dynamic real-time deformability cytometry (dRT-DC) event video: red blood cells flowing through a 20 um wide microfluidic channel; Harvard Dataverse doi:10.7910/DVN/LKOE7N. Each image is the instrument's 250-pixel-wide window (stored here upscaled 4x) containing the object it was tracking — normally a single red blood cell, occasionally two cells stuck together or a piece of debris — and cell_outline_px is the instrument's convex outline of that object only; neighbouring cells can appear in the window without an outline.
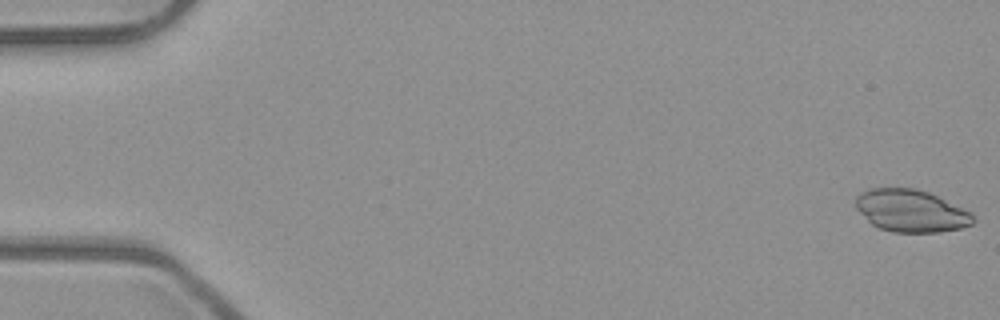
{"species": "common noctule bat (a hibernating species)", "species_latin": "Nyctalus noctula", "temperature_condition": "room temperature", "stored_images_in_passage": 4, "camera_frame_rate_fps": 3000, "um_per_image_px": 0.085, "animal": {"sex": "male", "body_mass_g": 23.1, "forearm_length_mm": 52.7}, "frame": {"image": 1, "passage_image": 1, "time_ms": 0.0, "image_size_px": [1000, 320], "cell_outline_px": [[976, 220], [972, 224], [960, 228], [940, 232], [892, 232], [880, 228], [872, 224], [856, 208], [856, 196], [860, 192], [868, 188], [916, 188], [928, 192], [972, 212]], "centroid_in_image_um": [77.44, 17.91], "position_along_channel_um": 7.6, "area_um2": 28.96}}